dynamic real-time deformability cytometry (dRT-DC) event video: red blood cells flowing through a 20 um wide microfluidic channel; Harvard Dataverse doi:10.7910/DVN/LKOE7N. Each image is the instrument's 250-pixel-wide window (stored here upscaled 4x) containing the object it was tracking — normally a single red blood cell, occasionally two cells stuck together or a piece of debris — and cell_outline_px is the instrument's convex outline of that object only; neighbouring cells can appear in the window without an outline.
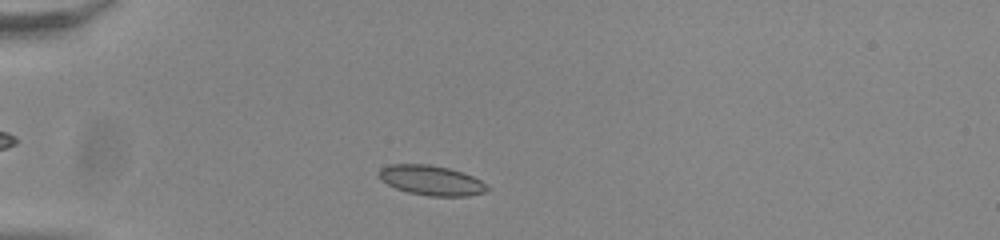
{"species": "common noctule bat (a hibernating species)", "species_latin": "Nyctalus noctula", "temperature_condition": "room temperature", "stored_images_in_passage": 45, "camera_frame_rate_fps": 3000, "um_per_image_px": 0.085, "animal": {"sex": "male", "body_mass_g": 20.0, "forearm_length_mm": 53.3}, "frame": {"image": 1, "passage_image": 6, "time_ms": 1.667, "image_size_px": [1000, 240], "cell_outline_px": [[492, 188], [484, 192], [468, 196], [428, 196], [408, 192], [396, 188], [380, 180], [376, 172], [380, 168], [388, 164], [428, 164], [448, 168], [472, 176], [488, 184]], "centroid_in_image_um": [36.64, 15.33], "position_along_channel_um": 48.4, "area_um2": 19.02}}
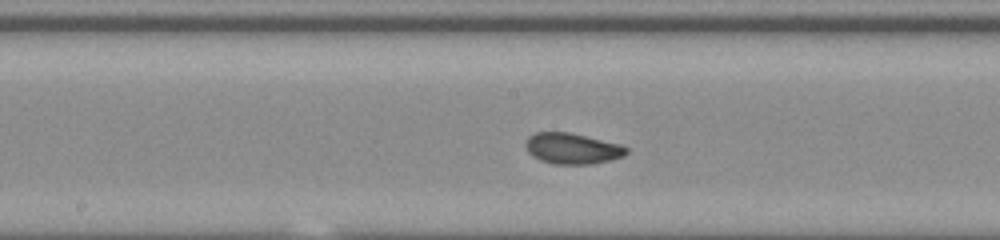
{"frame": {"image": 2, "passage_image": 20, "time_ms": 6.333, "image_size_px": [1000, 240], "cell_outline_px": [[628, 152], [624, 156], [612, 160], [592, 164], [552, 164], [540, 160], [532, 156], [528, 152], [524, 144], [528, 136], [536, 132], [568, 132], [620, 144], [628, 148]], "centroid_in_image_um": [48.63, 12.63], "position_along_channel_um": 199.6, "area_um2": 18.26}}
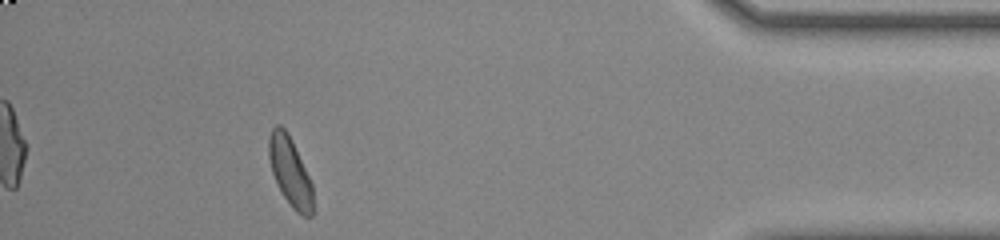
{"frame": {"image": 3, "passage_image": 40, "time_ms": 13.0, "image_size_px": [1000, 240], "cell_outline_px": [[316, 212], [312, 216], [304, 216], [296, 212], [292, 208], [284, 196], [272, 172], [268, 156], [268, 136], [272, 128], [276, 124], [280, 124], [288, 132], [292, 140], [312, 184]], "centroid_in_image_um": [24.68, 14.61], "position_along_channel_um": 410.5, "area_um2": 17.98}, "authors_computed_cell_mechanics": {"area_um2": 17.9758, "velocity_mm_per_s": 3.8344, "shape_relaxation_time_tau1_ms": 3.6154, "shape_relaxation_time_tau2_ms": 0.9725, "deformation_change_tau1": 0.0854, "deformation_change_tau2": 0.054}}